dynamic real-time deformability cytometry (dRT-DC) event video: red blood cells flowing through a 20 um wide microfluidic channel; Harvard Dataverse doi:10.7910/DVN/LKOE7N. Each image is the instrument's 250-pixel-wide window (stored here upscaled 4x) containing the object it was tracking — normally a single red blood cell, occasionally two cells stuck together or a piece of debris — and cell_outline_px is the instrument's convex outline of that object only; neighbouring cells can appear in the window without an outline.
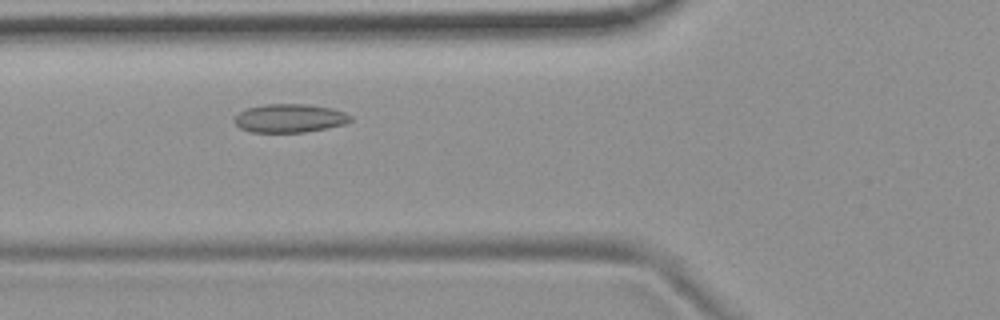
{"species": "common noctule bat (a hibernating species)", "species_latin": "Nyctalus noctula", "temperature_condition": "room temperature", "stored_images_in_passage": 47, "camera_frame_rate_fps": 3000, "um_per_image_px": 0.085, "animal": {"sex": "female", "body_mass_g": 19.9}, "frame": {"image": 1, "passage_image": 13, "time_ms": 4.0, "image_size_px": [1000, 320], "cell_outline_px": [[352, 120], [344, 124], [328, 128], [304, 132], [252, 132], [240, 128], [236, 124], [236, 116], [240, 112], [248, 108], [264, 104], [304, 104], [332, 108], [344, 112], [352, 116]], "centroid_in_image_um": [24.66, 10.05], "position_along_channel_um": 101.1, "area_um2": 19.13}}
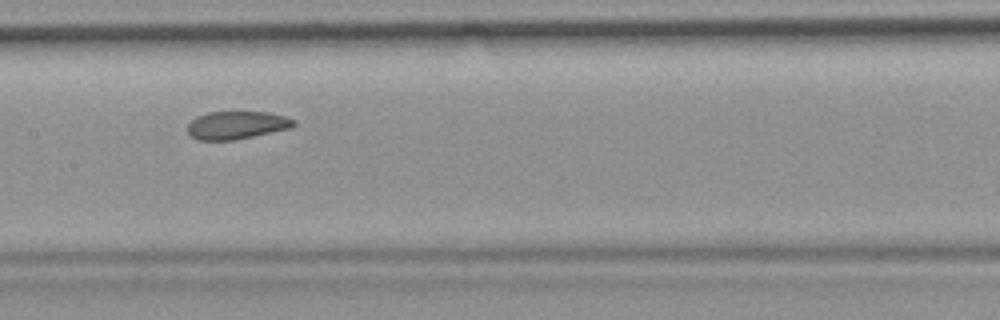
{"frame": {"image": 2, "passage_image": 20, "time_ms": 6.333, "image_size_px": [1000, 320], "cell_outline_px": [[296, 124], [292, 128], [236, 140], [196, 140], [188, 132], [188, 124], [196, 116], [208, 112], [268, 112], [284, 116], [296, 120]], "centroid_in_image_um": [20.14, 10.64], "position_along_channel_um": 187.3, "area_um2": 17.4}}
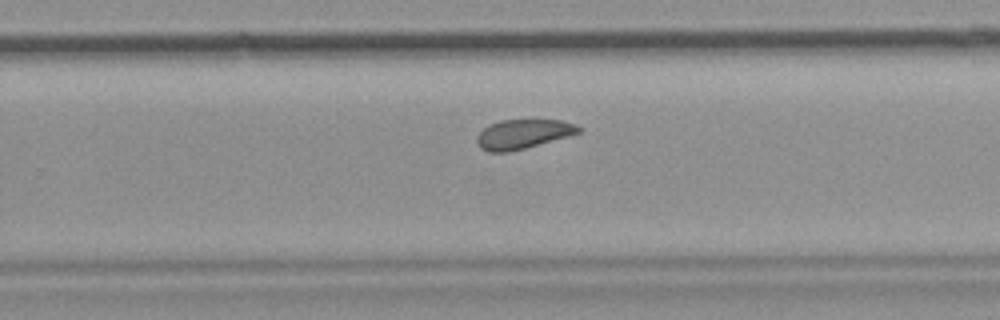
{"frame": {"image": 3, "passage_image": 28, "time_ms": 9.0, "image_size_px": [1000, 320], "cell_outline_px": [[580, 132], [568, 136], [524, 148], [508, 152], [488, 152], [480, 148], [476, 140], [476, 136], [488, 124], [500, 120], [560, 120], [576, 124], [580, 128]], "centroid_in_image_um": [44.41, 11.39], "position_along_channel_um": 285.4, "area_um2": 17.28}, "authors_computed_cell_mechanics": {"area_um2": 18.7272, "velocity_mm_per_s": 3.6982, "shape_relaxation_time_tau1_ms": null, "shape_relaxation_time_tau2_ms": 2.6214, "deformation_change_tau1": null, "deformation_change_tau2": 0.0802}}